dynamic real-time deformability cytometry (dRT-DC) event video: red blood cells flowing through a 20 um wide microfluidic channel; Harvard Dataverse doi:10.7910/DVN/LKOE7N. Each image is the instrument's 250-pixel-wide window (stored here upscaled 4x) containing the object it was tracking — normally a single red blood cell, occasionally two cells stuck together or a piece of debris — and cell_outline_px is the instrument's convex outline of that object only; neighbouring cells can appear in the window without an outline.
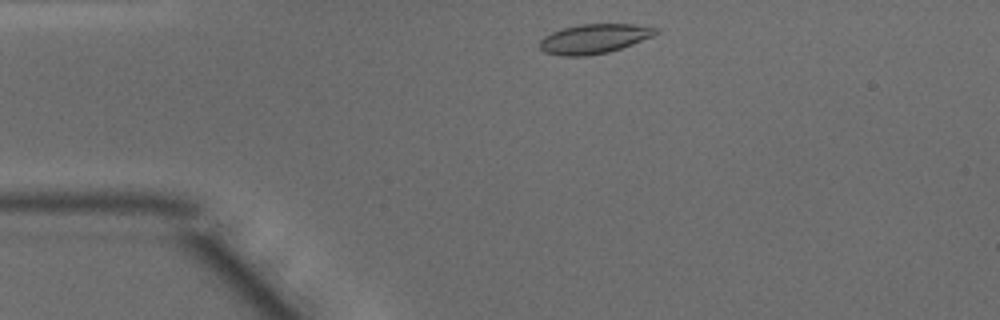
{"species": "common noctule bat (a hibernating species)", "species_latin": "Nyctalus noctula", "temperature_condition": "warm", "stored_images_in_passage": 40, "camera_frame_rate_fps": 3000, "um_per_image_px": 0.085, "animal": {"sex": "male", "body_mass_g": 15.6}, "frame": {"image": 1, "passage_image": 2, "time_ms": 0.333, "image_size_px": [1000, 320], "cell_outline_px": [[660, 32], [652, 36], [632, 44], [608, 52], [584, 56], [560, 56], [544, 52], [540, 48], [540, 40], [544, 36], [552, 32], [564, 28], [580, 24], [636, 24], [660, 28]], "centroid_in_image_um": [50.51, 3.29], "position_along_channel_um": 34.5, "area_um2": 19.94}}
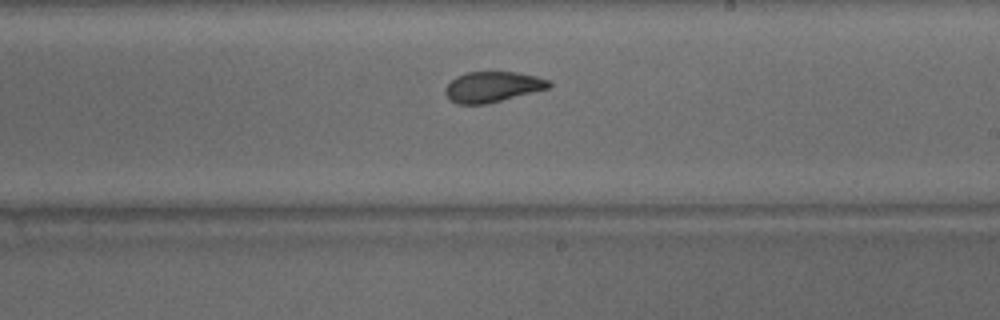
{"frame": {"image": 2, "passage_image": 20, "time_ms": 6.333, "image_size_px": [1000, 320], "cell_outline_px": [[552, 88], [488, 104], [456, 104], [448, 100], [444, 92], [444, 88], [456, 76], [468, 72], [516, 72], [536, 76], [548, 80], [552, 84]], "centroid_in_image_um": [41.87, 7.4], "position_along_channel_um": 247.1, "area_um2": 18.79}}
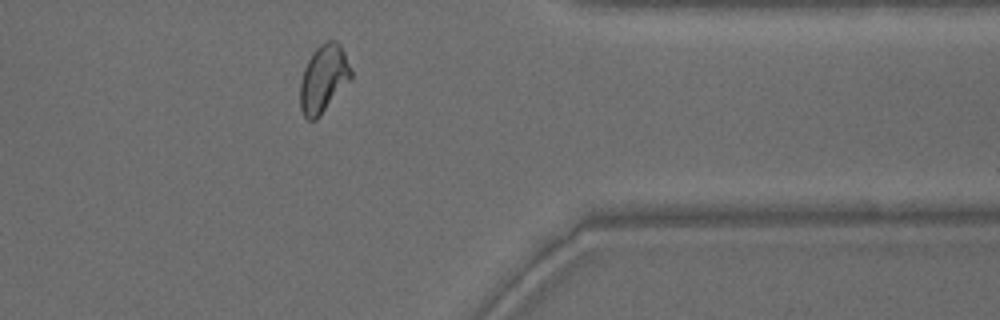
{"frame": {"image": 3, "passage_image": 31, "time_ms": 10.0, "image_size_px": [1000, 320], "cell_outline_px": [[352, 76], [320, 116], [316, 120], [308, 120], [304, 116], [300, 108], [300, 84], [304, 68], [312, 52], [324, 40], [336, 40], [340, 44], [352, 68]], "centroid_in_image_um": [27.49, 6.66], "position_along_channel_um": 383.9, "area_um2": 20.0}, "authors_computed_cell_mechanics": {"area_um2": 19.5653, "velocity_mm_per_s": 4.1216, "shape_relaxation_time_tau1_ms": 4.4077, "shape_relaxation_time_tau2_ms": 1.3919, "deformation_change_tau1": 0.1371, "deformation_change_tau2": 0.0551}}